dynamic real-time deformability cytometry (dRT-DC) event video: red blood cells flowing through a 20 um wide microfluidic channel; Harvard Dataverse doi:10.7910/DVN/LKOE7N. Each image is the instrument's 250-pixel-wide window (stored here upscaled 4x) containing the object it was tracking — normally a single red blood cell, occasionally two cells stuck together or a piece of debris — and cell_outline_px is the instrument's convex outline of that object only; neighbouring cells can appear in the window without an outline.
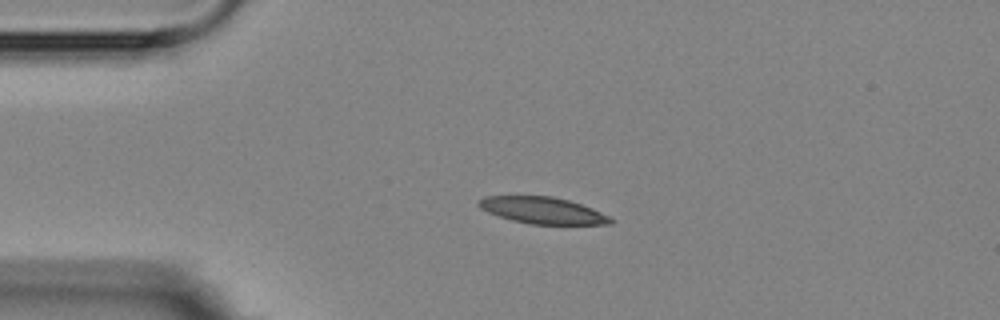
{"species": "Egyptian fruit bat (a non-hibernating species)", "species_latin": "Rousettus aegyptiacus", "temperature_condition": "room temperature", "stored_images_in_passage": 4, "camera_frame_rate_fps": 3000, "um_per_image_px": 0.085, "animal": {"sex": "female"}, "frame": {"image": 1, "passage_image": 3, "time_ms": 2.333, "image_size_px": [1000, 320], "cell_outline_px": [[612, 224], [528, 224], [512, 220], [488, 212], [480, 208], [476, 204], [476, 200], [484, 196], [552, 196], [568, 200], [592, 208], [608, 216], [612, 220]], "centroid_in_image_um": [46.06, 17.87], "position_along_channel_um": 38.9, "area_um2": 20.35}}